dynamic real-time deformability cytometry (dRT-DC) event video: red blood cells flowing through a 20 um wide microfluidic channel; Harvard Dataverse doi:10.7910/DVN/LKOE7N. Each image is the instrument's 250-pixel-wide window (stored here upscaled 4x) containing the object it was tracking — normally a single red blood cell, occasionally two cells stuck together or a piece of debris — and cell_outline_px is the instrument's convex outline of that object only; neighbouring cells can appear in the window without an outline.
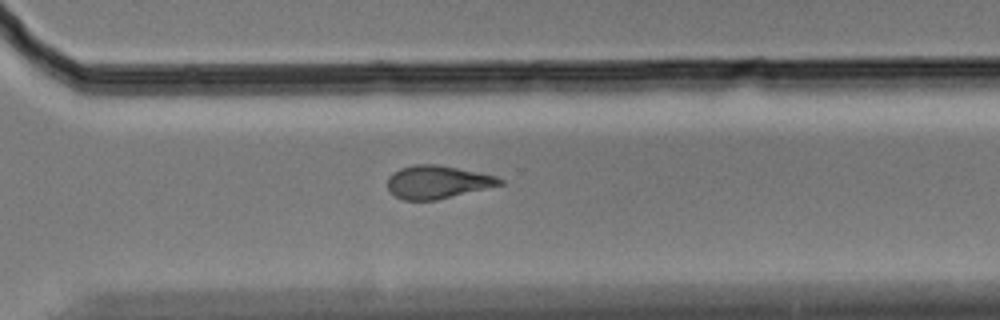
{"species": "Egyptian fruit bat (a non-hibernating species)", "species_latin": "Rousettus aegyptiacus", "temperature_condition": "cold", "stored_images_in_passage": 11, "camera_frame_rate_fps": 3000, "um_per_image_px": 0.085, "animal": {"sex": "male"}, "frame": {"image": 1, "passage_image": 11, "time_ms": 3.333, "image_size_px": [1000, 320], "cell_outline_px": [[504, 184], [436, 200], [404, 200], [388, 192], [388, 176], [392, 172], [400, 168], [416, 164], [436, 164], [496, 176], [504, 180]], "centroid_in_image_um": [37.15, 15.47], "position_along_channel_um": 333.5, "area_um2": 21.5}}